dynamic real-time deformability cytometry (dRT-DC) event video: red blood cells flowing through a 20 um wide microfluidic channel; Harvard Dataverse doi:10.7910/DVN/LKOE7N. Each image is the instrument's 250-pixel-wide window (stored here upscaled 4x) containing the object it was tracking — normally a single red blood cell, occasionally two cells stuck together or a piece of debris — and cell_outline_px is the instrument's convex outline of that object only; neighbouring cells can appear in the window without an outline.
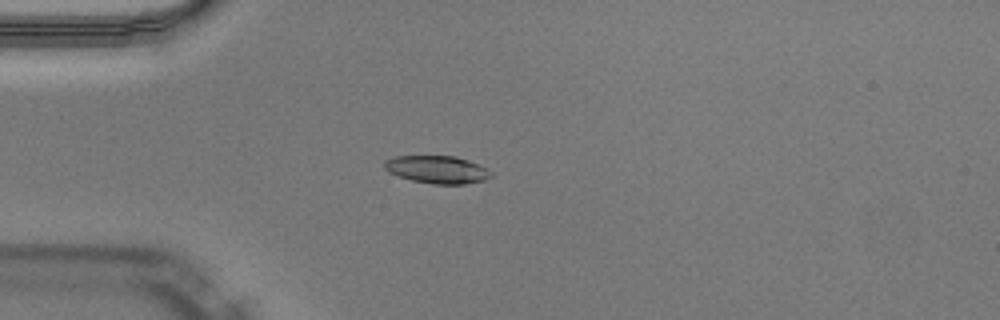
{"species": "Egyptian fruit bat (a non-hibernating species)", "species_latin": "Rousettus aegyptiacus", "temperature_condition": "warm", "stored_images_in_passage": 37, "camera_frame_rate_fps": 3000, "um_per_image_px": 0.085, "animal": {"sex": "male"}, "frame": {"image": 1, "passage_image": 1, "time_ms": 0.0, "image_size_px": [1000, 320], "cell_outline_px": [[492, 176], [484, 180], [464, 184], [432, 184], [412, 180], [388, 172], [384, 168], [384, 160], [396, 156], [456, 156], [480, 164], [492, 172]], "centroid_in_image_um": [37.17, 14.4], "position_along_channel_um": 47.8, "area_um2": 17.22}}
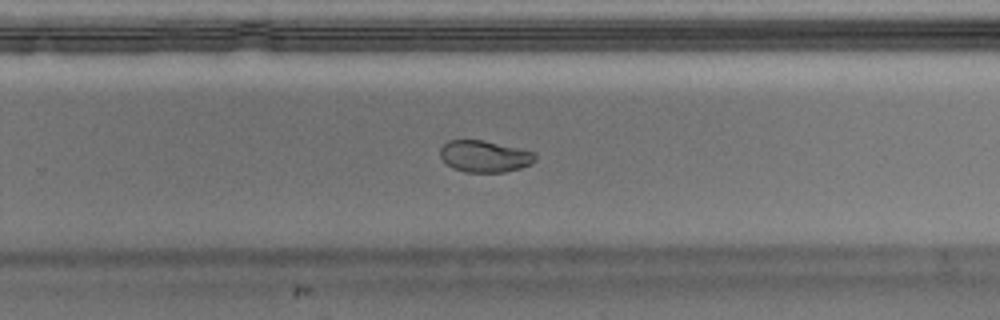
{"frame": {"image": 2, "passage_image": 20, "time_ms": 6.333, "image_size_px": [1000, 320], "cell_outline_px": [[536, 160], [532, 164], [520, 168], [504, 172], [464, 172], [452, 168], [440, 156], [440, 148], [448, 140], [484, 140], [520, 148], [536, 152]], "centroid_in_image_um": [41.22, 13.28], "position_along_channel_um": 288.6, "area_um2": 17.69}}
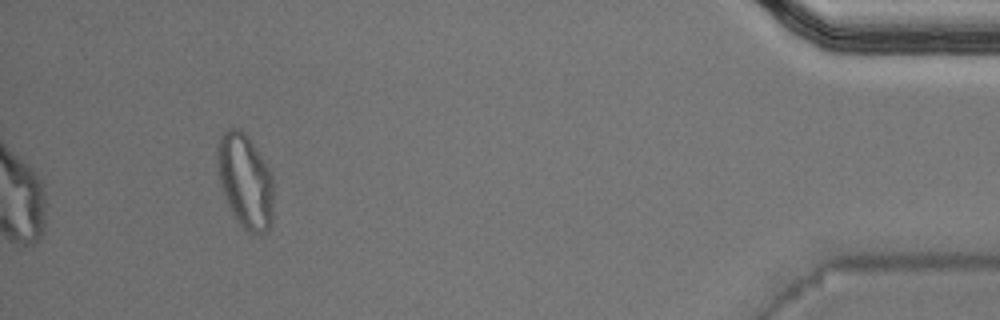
{"frame": {"image": 3, "passage_image": 34, "time_ms": 11.0, "image_size_px": [1000, 320], "cell_outline_px": [[272, 220], [268, 232], [256, 236], [248, 232], [240, 224], [232, 212], [228, 204], [220, 184], [216, 168], [216, 148], [220, 136], [228, 128], [240, 128], [248, 136], [272, 172]], "centroid_in_image_um": [20.83, 15.38], "position_along_channel_um": 414.4, "area_um2": 31.27}, "authors_computed_cell_mechanics": {"area_um2": 18.1492, "velocity_mm_per_s": 4.03, "shape_relaxation_time_tau1_ms": 7.5566, "shape_relaxation_time_tau2_ms": 1.2707, "deformation_change_tau1": 0.2245, "deformation_change_tau2": 0.0481}}